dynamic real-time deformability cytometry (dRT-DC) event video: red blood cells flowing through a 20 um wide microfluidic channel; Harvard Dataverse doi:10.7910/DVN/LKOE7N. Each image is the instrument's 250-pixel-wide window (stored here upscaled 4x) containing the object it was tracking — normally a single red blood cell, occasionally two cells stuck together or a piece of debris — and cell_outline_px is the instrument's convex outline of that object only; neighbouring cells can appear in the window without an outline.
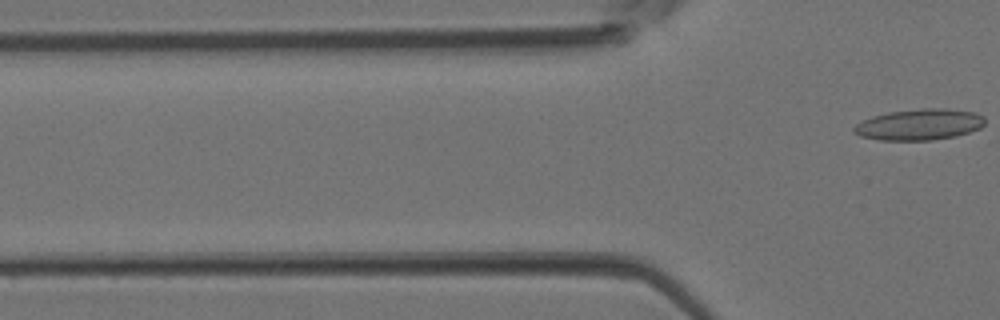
{"species": "Egyptian fruit bat (a non-hibernating species)", "species_latin": "Rousettus aegyptiacus", "temperature_condition": "room temperature", "stored_images_in_passage": 3, "camera_frame_rate_fps": 3000, "um_per_image_px": 0.085, "animal": {"sex": "female"}, "frame": {"image": 1, "passage_image": 3, "time_ms": 0.667, "image_size_px": [1000, 320], "cell_outline_px": [[984, 124], [980, 128], [956, 136], [932, 140], [880, 140], [860, 136], [852, 132], [852, 128], [856, 124], [872, 116], [888, 112], [920, 108], [948, 108], [976, 112], [984, 116]], "centroid_in_image_um": [78.14, 10.57], "position_along_channel_um": 47.7, "area_um2": 23.93}}